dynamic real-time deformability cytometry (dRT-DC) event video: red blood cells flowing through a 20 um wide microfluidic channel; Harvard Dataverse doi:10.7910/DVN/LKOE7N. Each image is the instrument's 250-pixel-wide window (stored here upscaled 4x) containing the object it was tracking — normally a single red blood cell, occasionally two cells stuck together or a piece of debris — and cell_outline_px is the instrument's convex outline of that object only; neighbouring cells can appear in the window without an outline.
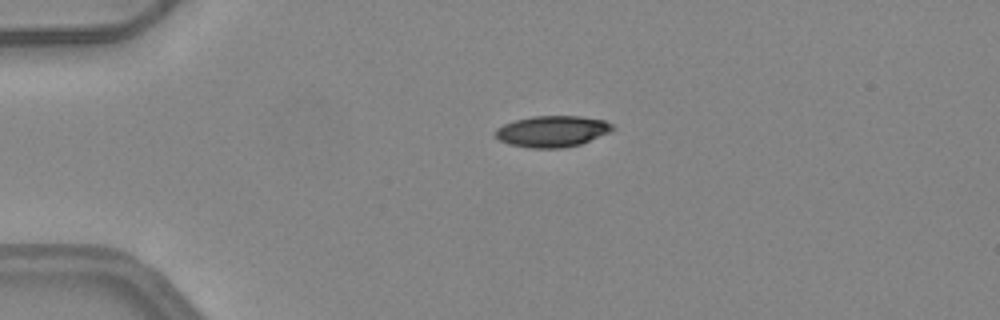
{"species": "common noctule bat (a hibernating species)", "species_latin": "Nyctalus noctula", "temperature_condition": "warm", "stored_images_in_passage": 39, "camera_frame_rate_fps": 3000, "um_per_image_px": 0.085, "animal": {"sex": "female", "body_mass_g": 24.6, "forearm_length_mm": 56.2}, "frame": {"image": 1, "passage_image": 1, "time_ms": 0.0, "image_size_px": [1000, 320], "cell_outline_px": [[616, 128], [612, 132], [580, 144], [564, 148], [532, 148], [508, 144], [500, 140], [496, 136], [496, 128], [504, 124], [516, 120], [532, 116], [580, 116], [604, 120], [612, 124]], "centroid_in_image_um": [46.98, 11.16], "position_along_channel_um": 38.0, "area_um2": 21.39}}
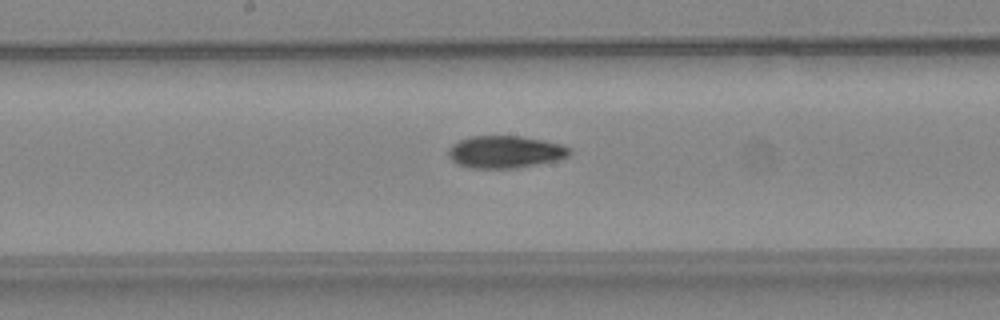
{"frame": {"image": 2, "passage_image": 16, "time_ms": 5.0, "image_size_px": [1000, 320], "cell_outline_px": [[572, 152], [568, 156], [556, 160], [516, 168], [472, 168], [456, 164], [448, 156], [448, 148], [452, 144], [460, 140], [472, 136], [516, 136], [544, 140], [560, 144], [572, 148]], "centroid_in_image_um": [42.93, 12.91], "position_along_channel_um": 205.3, "area_um2": 22.77}}
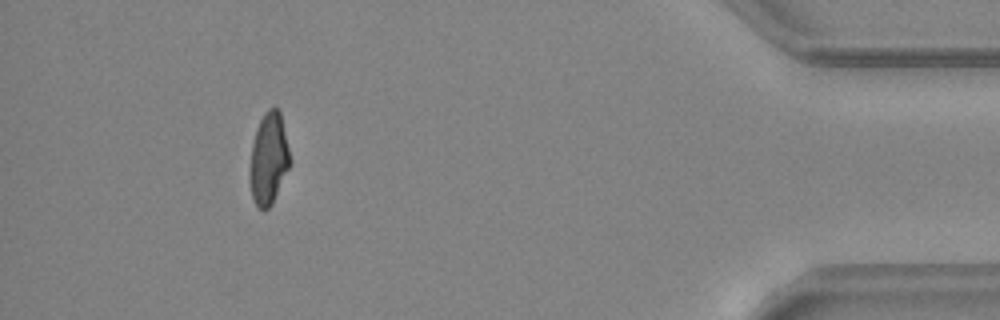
{"frame": {"image": 3, "passage_image": 35, "time_ms": 11.333, "image_size_px": [1000, 320], "cell_outline_px": [[292, 160], [272, 204], [268, 208], [260, 208], [256, 204], [252, 196], [252, 144], [256, 128], [264, 112], [268, 108], [276, 108], [280, 112]], "centroid_in_image_um": [22.88, 13.43], "position_along_channel_um": 412.3, "area_um2": 20.75}, "authors_computed_cell_mechanics": {"area_um2": 22.542, "velocity_mm_per_s": 4.1793, "shape_relaxation_time_tau1_ms": 10.4948, "shape_relaxation_time_tau2_ms": 5.4714, "deformation_change_tau1": 0.296, "deformation_change_tau2": 0.1444}}